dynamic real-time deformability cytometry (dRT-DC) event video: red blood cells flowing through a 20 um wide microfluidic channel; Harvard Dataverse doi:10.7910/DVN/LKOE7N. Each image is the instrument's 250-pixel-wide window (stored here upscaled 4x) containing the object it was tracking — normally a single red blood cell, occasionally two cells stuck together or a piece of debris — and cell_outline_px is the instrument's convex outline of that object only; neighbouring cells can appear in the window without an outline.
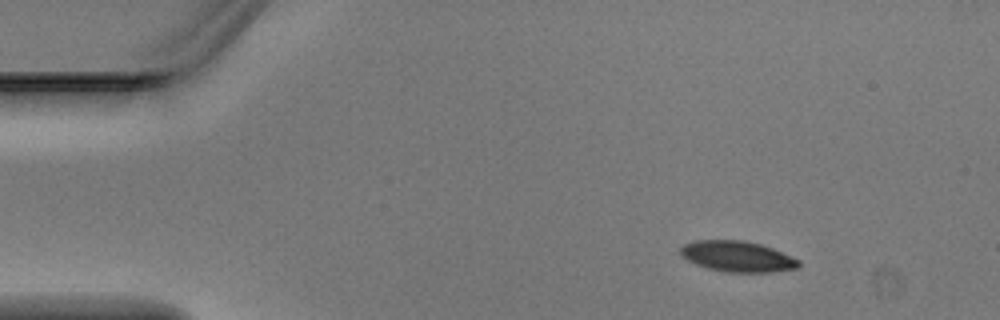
{"species": "Egyptian fruit bat (a non-hibernating species)", "species_latin": "Rousettus aegyptiacus", "temperature_condition": "warm", "stored_images_in_passage": 4, "camera_frame_rate_fps": 3000, "um_per_image_px": 0.085, "animal": {"sex": "male"}, "frame": {"image": 1, "passage_image": 2, "time_ms": 0.333, "image_size_px": [1000, 320], "cell_outline_px": [[800, 264], [796, 268], [772, 272], [724, 272], [708, 268], [696, 264], [688, 260], [680, 252], [680, 248], [684, 244], [696, 240], [744, 240], [760, 244], [772, 248], [800, 260]], "centroid_in_image_um": [62.68, 21.79], "position_along_channel_um": 22.3, "area_um2": 21.04}}
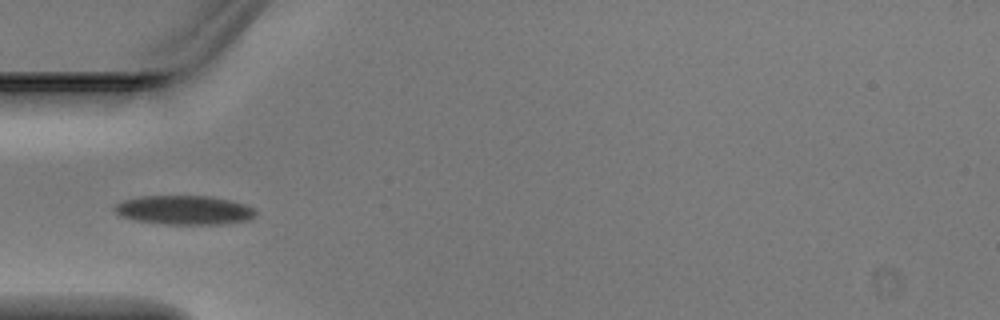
{"frame": {"image": 2, "passage_image": 4, "time_ms": 1.0, "image_size_px": [1000, 320], "cell_outline_px": [[256, 216], [248, 220], [216, 224], [164, 224], [136, 220], [120, 216], [112, 208], [120, 200], [140, 196], [208, 196], [228, 200], [244, 204], [252, 208], [256, 212]], "centroid_in_image_um": [15.6, 17.85], "position_along_channel_um": 69.4, "area_um2": 23.81}}